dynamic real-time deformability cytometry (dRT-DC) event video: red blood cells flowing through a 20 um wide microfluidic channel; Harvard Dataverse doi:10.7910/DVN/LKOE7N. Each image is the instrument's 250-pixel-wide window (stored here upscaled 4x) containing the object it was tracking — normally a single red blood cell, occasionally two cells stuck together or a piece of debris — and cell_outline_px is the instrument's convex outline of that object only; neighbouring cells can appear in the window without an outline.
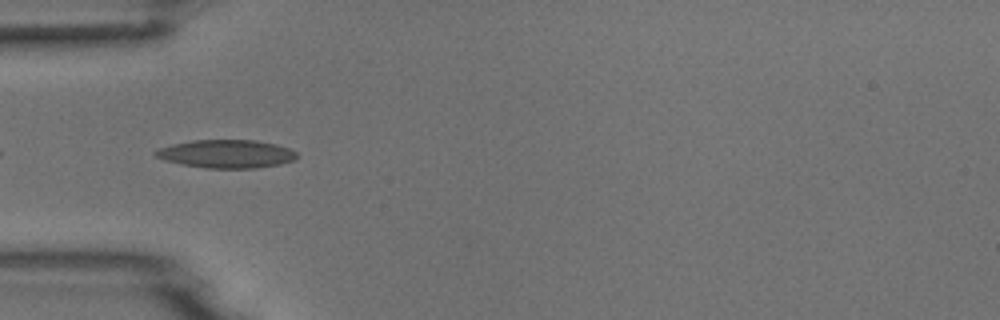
{"species": "common noctule bat (a hibernating species)", "species_latin": "Nyctalus noctula", "temperature_condition": "room temperature", "stored_images_in_passage": 6, "camera_frame_rate_fps": 3000, "um_per_image_px": 0.085, "animal": {"sex": "male", "body_mass_g": 18.8}, "frame": {"image": 1, "passage_image": 1, "time_ms": 0.0, "image_size_px": [1000, 320], "cell_outline_px": [[296, 156], [292, 160], [280, 164], [256, 168], [204, 168], [164, 160], [156, 156], [152, 152], [160, 148], [172, 144], [192, 140], [256, 140], [276, 144], [288, 148], [296, 152]], "centroid_in_image_um": [19.22, 13.07], "position_along_channel_um": 65.8, "area_um2": 23.06}}